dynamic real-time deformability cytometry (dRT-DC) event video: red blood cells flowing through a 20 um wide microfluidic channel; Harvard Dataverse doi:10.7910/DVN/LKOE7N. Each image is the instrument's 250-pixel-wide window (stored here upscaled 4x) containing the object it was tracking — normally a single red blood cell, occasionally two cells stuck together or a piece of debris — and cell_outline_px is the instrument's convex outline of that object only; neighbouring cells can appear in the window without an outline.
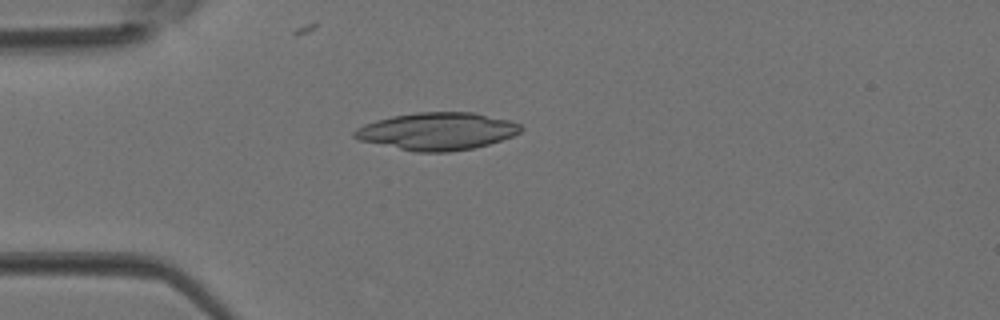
{"species": "Egyptian fruit bat (a non-hibernating species)", "species_latin": "Rousettus aegyptiacus", "temperature_condition": "room temperature", "stored_images_in_passage": 1, "camera_frame_rate_fps": 3000, "um_per_image_px": 0.085, "animal": {"sex": "female"}, "frame": {"image": 1, "passage_image": 1, "time_ms": 0.0, "image_size_px": [1000, 320], "cell_outline_px": [[524, 128], [520, 132], [512, 136], [488, 144], [472, 148], [448, 152], [416, 152], [360, 140], [352, 136], [352, 132], [356, 128], [364, 124], [376, 120], [392, 116], [416, 112], [472, 112], [508, 120], [520, 124]], "centroid_in_image_um": [37.14, 11.15], "position_along_channel_um": 47.9, "area_um2": 36.13}}